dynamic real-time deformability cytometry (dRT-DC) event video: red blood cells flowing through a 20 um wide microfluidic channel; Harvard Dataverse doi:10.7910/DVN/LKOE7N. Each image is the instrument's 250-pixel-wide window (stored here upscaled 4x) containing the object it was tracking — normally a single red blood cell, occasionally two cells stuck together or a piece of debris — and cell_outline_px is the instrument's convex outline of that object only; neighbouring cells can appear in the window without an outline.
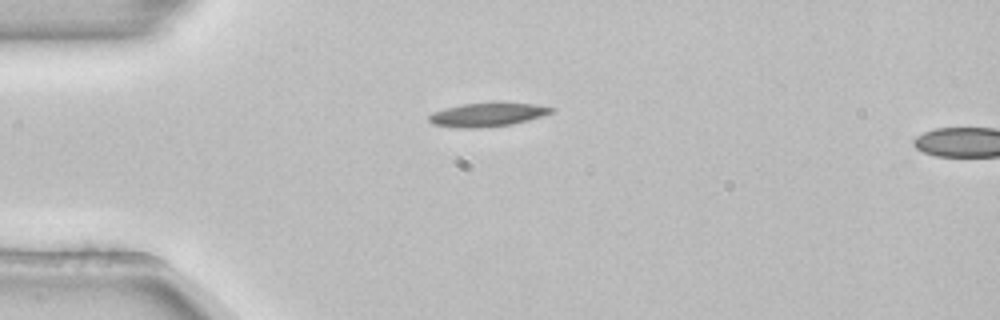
{"species": "common noctule bat (a hibernating species)", "species_latin": "Nyctalus noctula", "temperature_condition": "room temperature", "stored_images_in_passage": 2, "camera_frame_rate_fps": 3000, "um_per_image_px": 0.085, "animal": {"sex": "female", "body_mass_g": 22.7, "forearm_length_mm": 54.2}, "frame": {"image": 1, "passage_image": 1, "time_ms": 0.0, "image_size_px": [1000, 320], "cell_outline_px": [[556, 108], [552, 112], [528, 120], [512, 124], [480, 128], [456, 128], [432, 124], [428, 120], [428, 116], [432, 112], [444, 108], [460, 104], [500, 100], [536, 104]], "centroid_in_image_um": [41.42, 9.7], "position_along_channel_um": 43.6, "area_um2": 17.69}}